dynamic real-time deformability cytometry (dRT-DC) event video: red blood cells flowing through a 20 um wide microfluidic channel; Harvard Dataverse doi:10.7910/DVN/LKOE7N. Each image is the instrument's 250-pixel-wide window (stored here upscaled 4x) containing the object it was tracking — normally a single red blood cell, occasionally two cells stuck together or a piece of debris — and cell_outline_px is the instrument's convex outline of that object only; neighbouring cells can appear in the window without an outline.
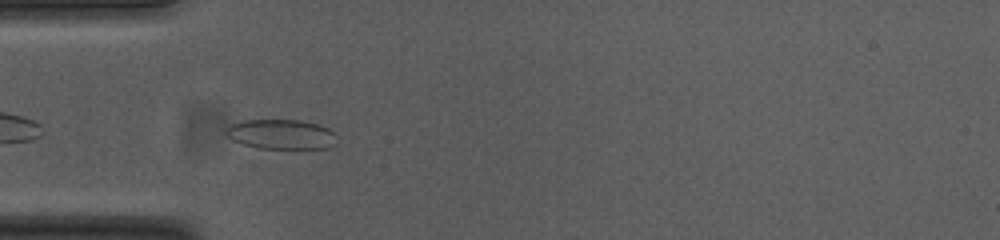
{"species": "common noctule bat (a hibernating species)", "species_latin": "Nyctalus noctula", "temperature_condition": "cold", "stored_images_in_passage": 41, "camera_frame_rate_fps": 3000, "um_per_image_px": 0.085, "animal": {"sex": "female", "body_mass_g": 23.0, "forearm_length_mm": 53.4}, "frame": {"image": 1, "passage_image": 3, "time_ms": 0.667, "image_size_px": [1000, 240], "cell_outline_px": [[336, 144], [328, 148], [260, 148], [244, 144], [232, 140], [224, 132], [224, 128], [240, 120], [300, 120], [320, 124], [328, 128], [332, 132]], "centroid_in_image_um": [23.87, 11.4], "position_along_channel_um": 61.1, "area_um2": 19.19}}
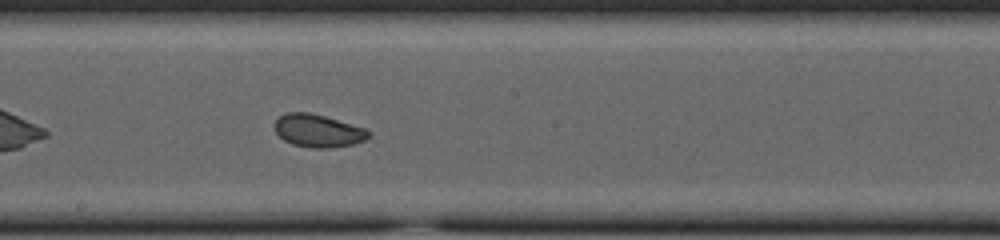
{"frame": {"image": 2, "passage_image": 16, "time_ms": 5.0, "image_size_px": [1000, 240], "cell_outline_px": [[372, 136], [364, 140], [352, 144], [328, 148], [312, 148], [292, 144], [284, 140], [276, 132], [276, 120], [284, 112], [308, 112], [324, 116], [364, 128], [372, 132]], "centroid_in_image_um": [27.05, 11.11], "position_along_channel_um": 221.2, "area_um2": 17.8}}
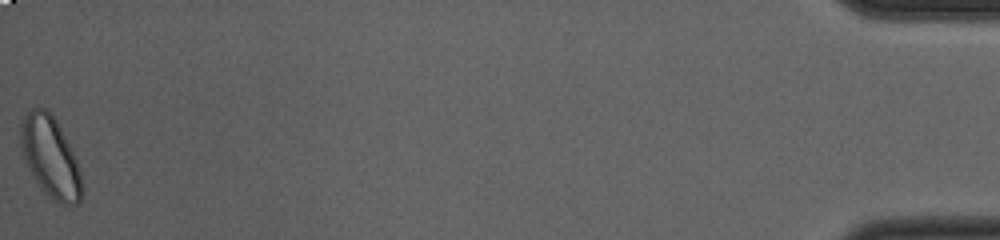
{"frame": {"image": 3, "passage_image": 41, "time_ms": 13.333, "image_size_px": [1000, 240], "cell_outline_px": [[80, 204], [64, 208], [48, 196], [44, 192], [36, 180], [24, 156], [20, 144], [20, 128], [24, 116], [32, 108], [44, 108], [56, 120], [76, 160], [80, 172]], "centroid_in_image_um": [4.28, 13.39], "position_along_channel_um": 430.9, "area_um2": 28.15}, "authors_computed_cell_mechanics": {"area_um2": 18.6694, "velocity_mm_per_s": 3.7253, "shape_relaxation_time_tau1_ms": 4.3362, "shape_relaxation_time_tau2_ms": 1.617, "deformation_change_tau1": 0.0959, "deformation_change_tau2": 0.0603}}